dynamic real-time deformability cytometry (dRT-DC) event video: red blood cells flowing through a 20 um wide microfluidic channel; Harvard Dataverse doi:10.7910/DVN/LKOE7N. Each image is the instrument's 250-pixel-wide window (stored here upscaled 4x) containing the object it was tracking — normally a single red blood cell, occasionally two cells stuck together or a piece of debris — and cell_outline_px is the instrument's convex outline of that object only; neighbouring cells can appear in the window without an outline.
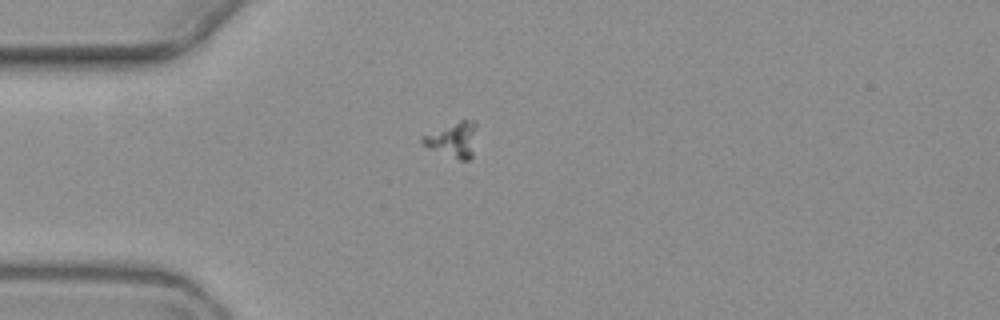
{"species": "common noctule bat (a hibernating species)", "species_latin": "Nyctalus noctula", "temperature_condition": "warm", "stored_images_in_passage": 2, "camera_frame_rate_fps": 3000, "um_per_image_px": 0.085, "animal": {"sex": "female", "body_mass_g": 19.3, "forearm_length_mm": 54.1}, "frame": {"image": 1, "passage_image": 1, "time_ms": 0.0, "image_size_px": [1000, 320], "cell_outline_px": [[476, 124], [472, 156], [468, 160], [460, 160], [428, 148], [420, 140], [420, 136], [460, 120], [476, 120]], "centroid_in_image_um": [38.49, 11.86], "position_along_channel_um": 46.5, "area_um2": 10.92}}